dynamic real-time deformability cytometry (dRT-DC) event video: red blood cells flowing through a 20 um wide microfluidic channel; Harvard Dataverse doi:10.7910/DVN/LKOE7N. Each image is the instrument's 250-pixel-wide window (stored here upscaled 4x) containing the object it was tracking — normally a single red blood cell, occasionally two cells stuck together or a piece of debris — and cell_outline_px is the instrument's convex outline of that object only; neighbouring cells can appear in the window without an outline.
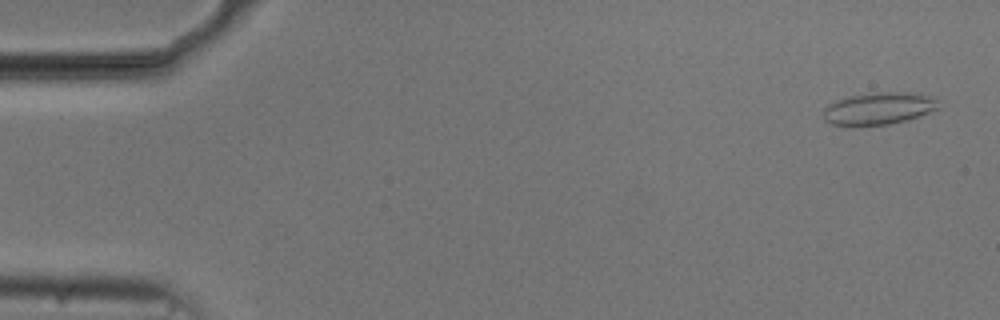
{"species": "common noctule bat (a hibernating species)", "species_latin": "Nyctalus noctula", "temperature_condition": "cold", "stored_images_in_passage": 53, "camera_frame_rate_fps": 3000, "um_per_image_px": 0.085, "animal": {"sex": "male", "body_mass_g": 20.5, "forearm_length_mm": 52.5}, "frame": {"image": 1, "passage_image": 2, "time_ms": 0.333, "image_size_px": [1000, 320], "cell_outline_px": [[936, 108], [928, 112], [904, 120], [888, 124], [832, 124], [824, 120], [824, 108], [828, 104], [848, 96], [876, 92], [908, 92], [932, 96], [936, 100]], "centroid_in_image_um": [74.65, 9.19], "position_along_channel_um": 10.3, "area_um2": 20.87}}
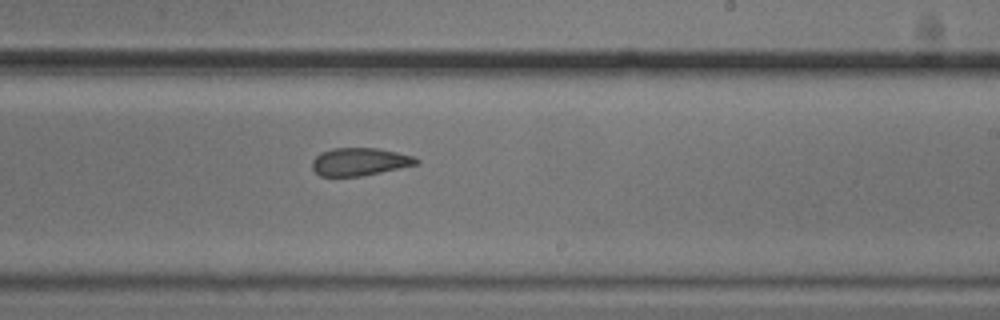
{"frame": {"image": 2, "passage_image": 32, "time_ms": 10.333, "image_size_px": [1000, 320], "cell_outline_px": [[420, 164], [360, 176], [320, 176], [312, 168], [312, 160], [320, 152], [332, 148], [376, 148], [396, 152], [412, 156], [420, 160]], "centroid_in_image_um": [30.56, 13.74], "position_along_channel_um": 258.4, "area_um2": 16.82}}
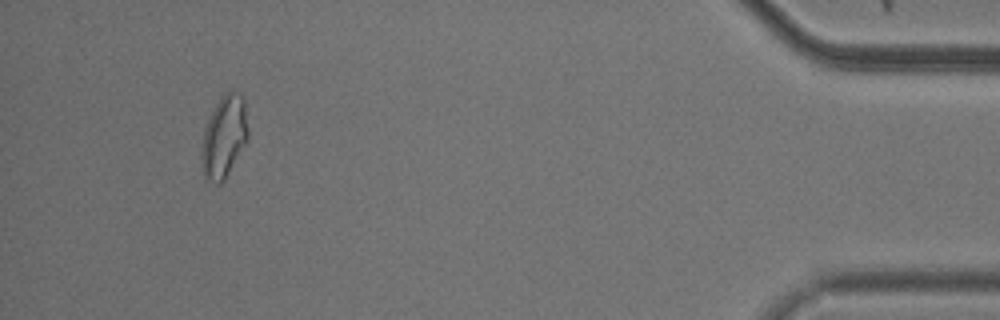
{"frame": {"image": 3, "passage_image": 50, "time_ms": 16.333, "image_size_px": [1000, 320], "cell_outline_px": [[248, 140], [224, 180], [220, 184], [216, 184], [204, 180], [200, 168], [200, 152], [204, 128], [212, 108], [220, 96], [224, 92], [240, 92], [244, 96], [248, 128]], "centroid_in_image_um": [19.01, 11.64], "position_along_channel_um": 416.2, "area_um2": 23.06}, "authors_computed_cell_mechanics": {"area_um2": 18.6694, "velocity_mm_per_s": 3.7527, "shape_relaxation_time_tau1_ms": null, "shape_relaxation_time_tau2_ms": 1.8598, "deformation_change_tau1": null, "deformation_change_tau2": 0.0691}}